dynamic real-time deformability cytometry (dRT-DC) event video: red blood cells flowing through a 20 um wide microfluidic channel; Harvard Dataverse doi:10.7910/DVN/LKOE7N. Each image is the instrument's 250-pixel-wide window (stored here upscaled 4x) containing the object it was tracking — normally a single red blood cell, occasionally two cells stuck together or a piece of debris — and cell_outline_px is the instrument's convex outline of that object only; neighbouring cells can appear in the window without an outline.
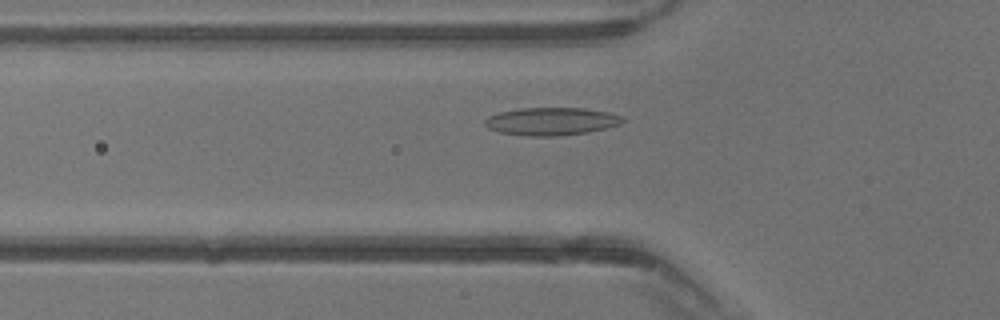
{"species": "common noctule bat (a hibernating species)", "species_latin": "Nyctalus noctula", "temperature_condition": "warm", "stored_images_in_passage": 36, "camera_frame_rate_fps": 3000, "um_per_image_px": 0.085, "animal": {"sex": "male", "body_mass_g": 13.3}, "frame": {"image": 1, "passage_image": 10, "time_ms": 3.0, "image_size_px": [1000, 320], "cell_outline_px": [[624, 120], [620, 124], [588, 132], [556, 136], [524, 136], [500, 132], [488, 128], [484, 124], [484, 120], [488, 116], [500, 112], [520, 108], [584, 108], [608, 112], [624, 116]], "centroid_in_image_um": [46.85, 10.31], "position_along_channel_um": 79.0, "area_um2": 22.31}}
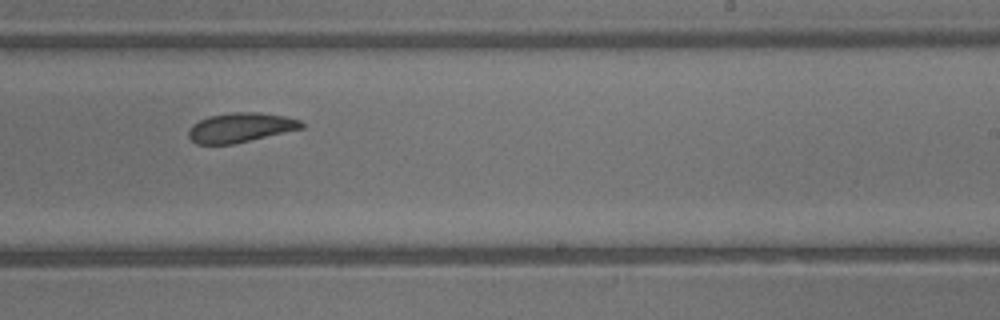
{"frame": {"image": 2, "passage_image": 21, "time_ms": 6.667, "image_size_px": [1000, 320], "cell_outline_px": [[304, 128], [232, 144], [196, 144], [188, 136], [188, 132], [192, 124], [208, 116], [232, 112], [256, 112], [284, 116], [300, 120], [304, 124]], "centroid_in_image_um": [20.43, 10.84], "position_along_channel_um": 268.6, "area_um2": 19.31}}
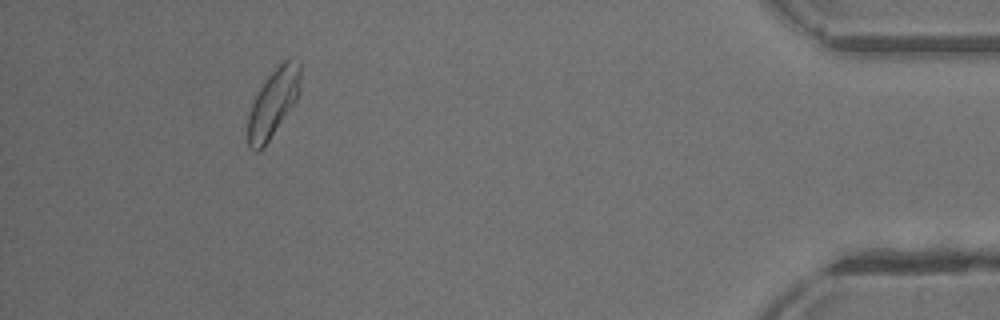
{"frame": {"image": 3, "passage_image": 33, "time_ms": 10.667, "image_size_px": [1000, 320], "cell_outline_px": [[300, 92], [296, 100], [260, 152], [256, 152], [248, 148], [248, 116], [252, 104], [260, 88], [268, 76], [284, 60], [292, 56], [300, 64]], "centroid_in_image_um": [23.22, 8.74], "position_along_channel_um": 412.0, "area_um2": 20.46}}